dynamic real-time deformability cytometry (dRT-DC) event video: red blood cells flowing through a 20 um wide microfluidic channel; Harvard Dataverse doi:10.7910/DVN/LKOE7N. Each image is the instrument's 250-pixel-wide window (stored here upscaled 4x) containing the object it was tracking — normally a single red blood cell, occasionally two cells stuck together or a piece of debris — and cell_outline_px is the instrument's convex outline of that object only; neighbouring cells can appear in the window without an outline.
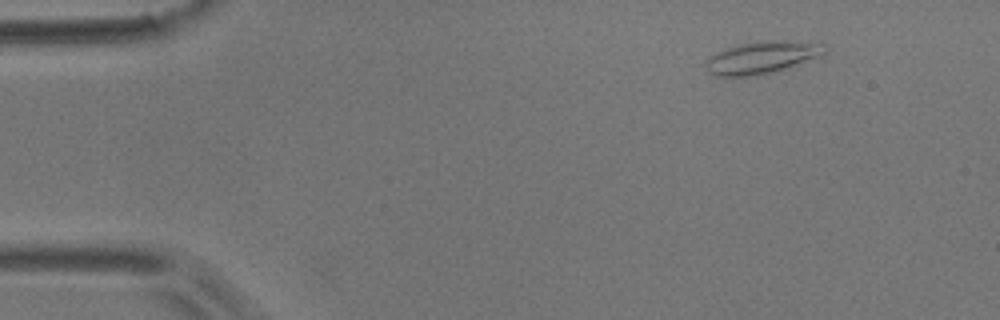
{"species": "common noctule bat (a hibernating species)", "species_latin": "Nyctalus noctula", "temperature_condition": "room temperature", "stored_images_in_passage": 49, "camera_frame_rate_fps": 3000, "um_per_image_px": 0.085, "animal": {"sex": "male", "body_mass_g": 17.9}, "frame": {"image": 1, "passage_image": 1, "time_ms": 0.0, "image_size_px": [1000, 320], "cell_outline_px": [[828, 48], [824, 52], [784, 68], [756, 76], [716, 76], [708, 72], [704, 64], [708, 56], [716, 52], [740, 44], [764, 40], [784, 40], [824, 44]], "centroid_in_image_um": [64.65, 4.88], "position_along_channel_um": 20.4, "area_um2": 21.85}}
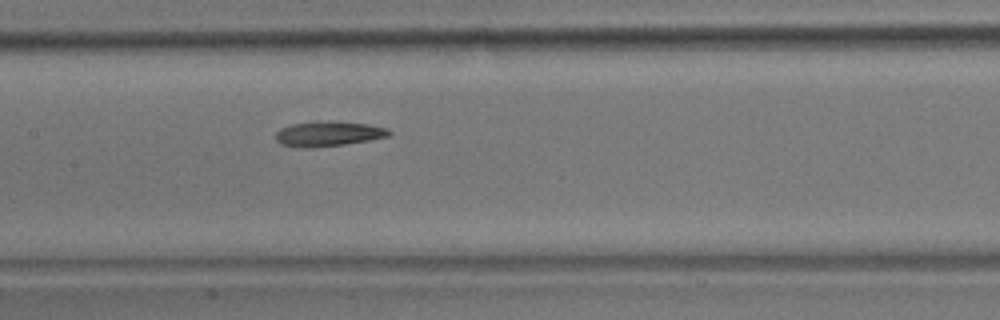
{"frame": {"image": 2, "passage_image": 21, "time_ms": 6.667, "image_size_px": [1000, 320], "cell_outline_px": [[392, 132], [388, 136], [368, 140], [344, 144], [304, 148], [280, 144], [276, 140], [276, 132], [280, 128], [292, 124], [316, 120], [368, 124], [388, 128]], "centroid_in_image_um": [27.88, 11.36], "position_along_channel_um": 179.5, "area_um2": 16.42}}
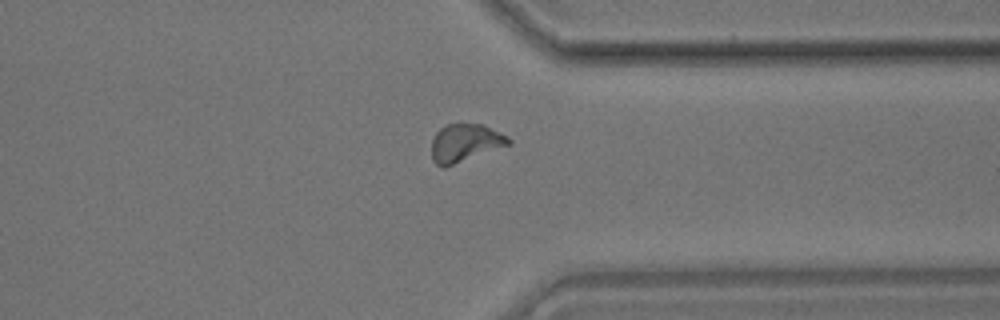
{"frame": {"image": 3, "passage_image": 37, "time_ms": 12.0, "image_size_px": [1000, 320], "cell_outline_px": [[512, 144], [444, 168], [436, 164], [432, 160], [432, 140], [436, 132], [440, 128], [448, 124], [460, 120], [484, 124], [508, 136], [512, 140]], "centroid_in_image_um": [39.55, 12.1], "position_along_channel_um": 371.8, "area_um2": 17.69}, "authors_computed_cell_mechanics": {"area_um2": 16.5886, "velocity_mm_per_s": 3.653, "shape_relaxation_time_tau1_ms": 10.2949, "shape_relaxation_time_tau2_ms": 5.0865, "deformation_change_tau1": 0.198, "deformation_change_tau2": 0.1146}}